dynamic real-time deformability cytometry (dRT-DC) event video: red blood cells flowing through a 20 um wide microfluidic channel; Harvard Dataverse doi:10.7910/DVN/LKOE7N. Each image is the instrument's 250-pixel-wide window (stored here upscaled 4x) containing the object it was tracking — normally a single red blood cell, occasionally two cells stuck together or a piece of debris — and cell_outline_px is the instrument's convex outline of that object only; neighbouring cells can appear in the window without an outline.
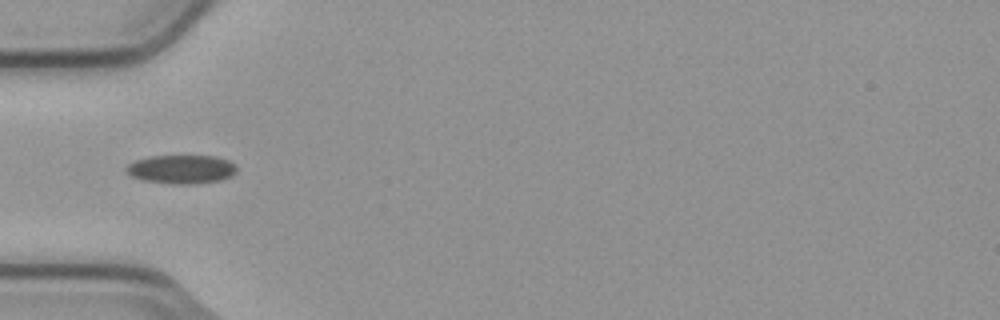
{"species": "common noctule bat (a hibernating species)", "species_latin": "Nyctalus noctula", "temperature_condition": "cold", "stored_images_in_passage": 4, "camera_frame_rate_fps": 3000, "um_per_image_px": 0.085, "animal": {"sex": "male", "body_mass_g": 23.1, "forearm_length_mm": 52.7}, "frame": {"image": 1, "passage_image": 3, "time_ms": 0.667, "image_size_px": [1000, 320], "cell_outline_px": [[236, 172], [232, 176], [220, 180], [196, 184], [172, 184], [144, 180], [132, 176], [124, 168], [128, 164], [136, 160], [152, 156], [216, 156], [228, 160], [236, 164]], "centroid_in_image_um": [15.46, 14.39], "position_along_channel_um": 69.5, "area_um2": 18.5}}
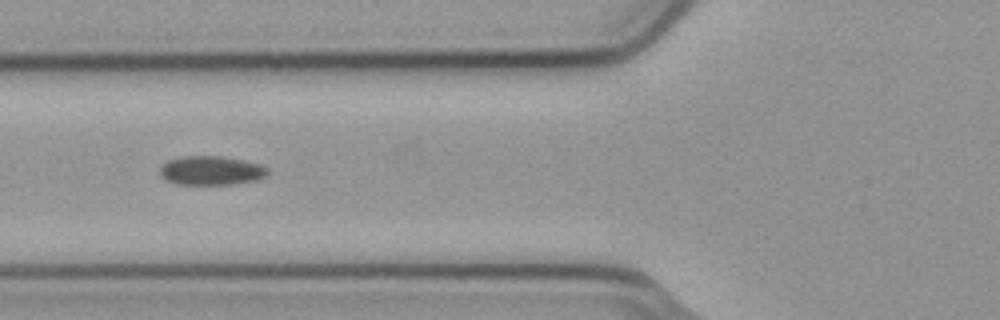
{"frame": {"image": 2, "passage_image": 4, "time_ms": 1.0, "image_size_px": [1000, 320], "cell_outline_px": [[268, 172], [264, 176], [256, 180], [236, 184], [176, 184], [164, 180], [160, 176], [160, 168], [168, 160], [184, 156], [220, 156], [260, 164], [268, 168]], "centroid_in_image_um": [17.92, 14.5], "position_along_channel_um": 107.9, "area_um2": 18.15}}